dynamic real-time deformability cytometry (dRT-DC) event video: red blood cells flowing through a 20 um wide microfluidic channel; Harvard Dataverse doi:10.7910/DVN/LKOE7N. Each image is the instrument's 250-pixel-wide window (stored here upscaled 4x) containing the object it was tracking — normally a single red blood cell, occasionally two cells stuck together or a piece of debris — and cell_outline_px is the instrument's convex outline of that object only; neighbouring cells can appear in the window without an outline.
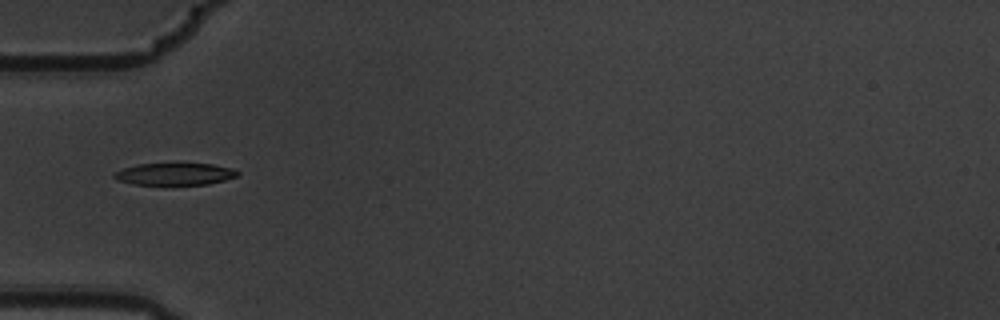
{"species": "common noctule bat (a hibernating species)", "species_latin": "Nyctalus noctula", "temperature_condition": "warm", "stored_images_in_passage": 6, "camera_frame_rate_fps": 3000, "um_per_image_px": 0.085, "animal": {"sex": "male", "body_mass_g": 19.5, "forearm_length_mm": 54.6}, "frame": {"image": 1, "passage_image": 1, "time_ms": 0.0, "image_size_px": [1000, 320], "cell_outline_px": [[240, 176], [208, 184], [132, 184], [116, 180], [112, 176], [112, 172], [136, 164], [176, 160], [212, 164], [232, 168], [240, 172]], "centroid_in_image_um": [14.84, 14.73], "position_along_channel_um": 70.2, "area_um2": 16.94}}
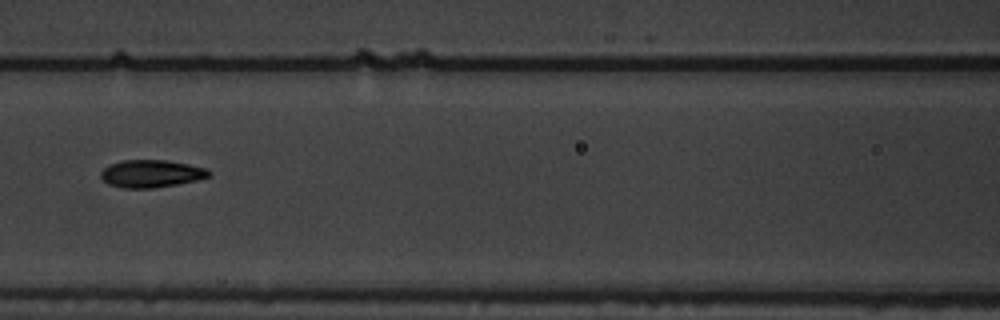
{"frame": {"image": 2, "passage_image": 3, "time_ms": 0.667, "image_size_px": [1000, 320], "cell_outline_px": [[212, 176], [196, 180], [176, 184], [152, 188], [124, 188], [108, 184], [100, 176], [100, 172], [104, 168], [112, 164], [124, 160], [168, 160], [208, 168], [212, 172]], "centroid_in_image_um": [12.9, 14.75], "position_along_channel_um": 153.7, "area_um2": 17.34}}
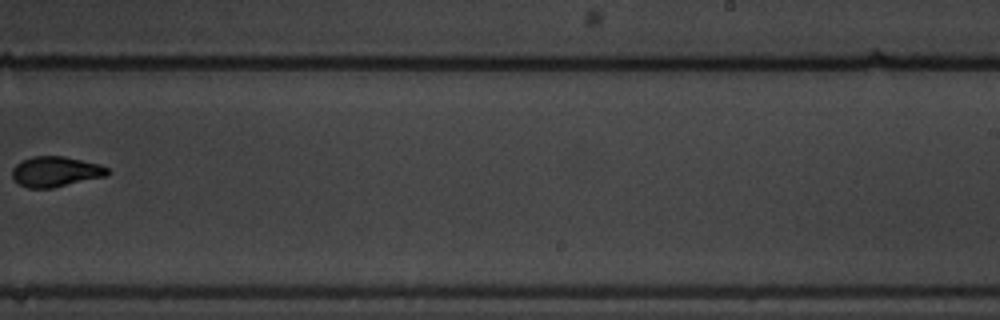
{"frame": {"image": 3, "passage_image": 6, "time_ms": 1.667, "image_size_px": [1000, 320], "cell_outline_px": [[112, 172], [104, 176], [52, 188], [28, 188], [20, 184], [12, 176], [12, 168], [16, 164], [32, 156], [64, 156], [100, 164], [108, 168]], "centroid_in_image_um": [4.74, 14.58], "position_along_channel_um": 284.3, "area_um2": 16.7}}